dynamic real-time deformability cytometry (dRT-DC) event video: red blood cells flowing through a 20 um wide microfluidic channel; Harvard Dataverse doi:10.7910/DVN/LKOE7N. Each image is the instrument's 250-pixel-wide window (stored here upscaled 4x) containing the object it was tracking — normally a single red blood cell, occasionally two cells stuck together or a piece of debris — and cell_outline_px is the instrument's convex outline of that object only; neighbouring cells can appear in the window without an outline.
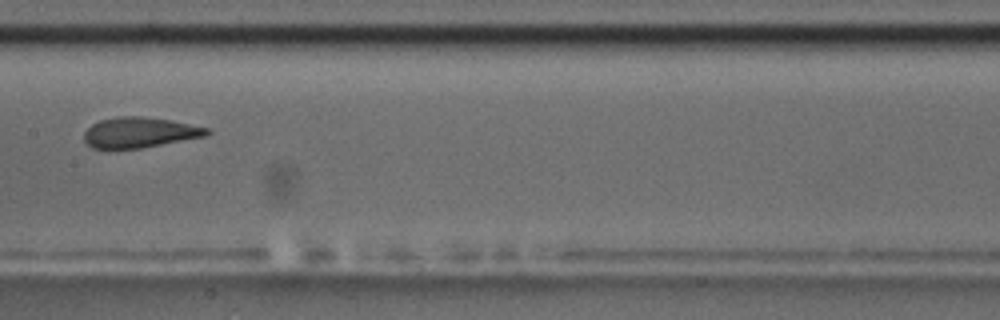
{"species": "common noctule bat (a hibernating species)", "species_latin": "Nyctalus noctula", "temperature_condition": "room temperature", "stored_images_in_passage": 11, "camera_frame_rate_fps": 3000, "um_per_image_px": 0.085, "animal": {"sex": "male", "body_mass_g": 17.5, "forearm_length_mm": 52.3}, "frame": {"image": 1, "passage_image": 4, "time_ms": 3.667, "image_size_px": [1000, 320], "cell_outline_px": [[212, 132], [208, 136], [140, 148], [92, 148], [84, 140], [84, 132], [92, 124], [100, 120], [116, 116], [140, 116], [168, 120], [208, 128]], "centroid_in_image_um": [11.87, 11.26], "position_along_channel_um": 195.5, "area_um2": 21.62}, "authors_computed_cell_mechanics": {"area_um2": 22.4842, "velocity_mm_per_s": 3.5464, "shape_relaxation_time_tau1_ms": 7.509, "shape_relaxation_time_tau2_ms": 1.2182, "deformation_change_tau1": 0.1922, "deformation_change_tau2": 0.0526}}